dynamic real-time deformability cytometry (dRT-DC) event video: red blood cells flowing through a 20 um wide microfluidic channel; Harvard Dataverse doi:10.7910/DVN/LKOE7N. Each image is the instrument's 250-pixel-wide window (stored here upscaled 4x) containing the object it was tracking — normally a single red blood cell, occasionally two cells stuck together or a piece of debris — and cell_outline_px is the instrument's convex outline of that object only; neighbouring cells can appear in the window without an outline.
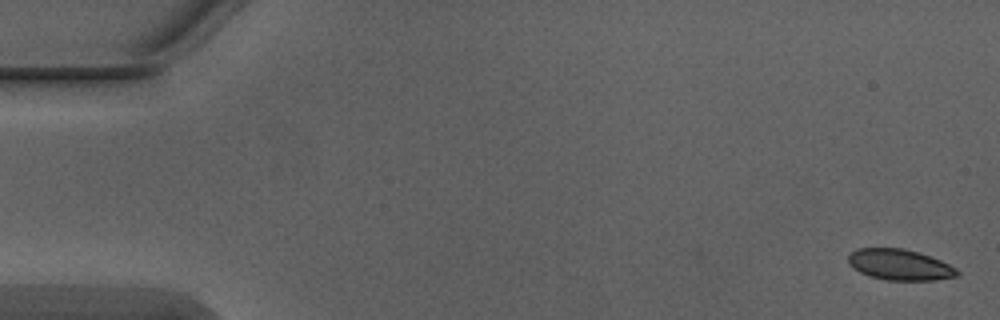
{"species": "Egyptian fruit bat (a non-hibernating species)", "species_latin": "Rousettus aegyptiacus", "temperature_condition": "warm", "stored_images_in_passage": 2, "camera_frame_rate_fps": 3000, "um_per_image_px": 0.085, "animal": {"sex": "male"}, "frame": {"image": 1, "passage_image": 2, "time_ms": 0.333, "image_size_px": [1000, 320], "cell_outline_px": [[960, 276], [932, 280], [888, 280], [868, 276], [852, 268], [848, 264], [848, 256], [856, 248], [904, 248], [940, 260], [956, 268], [960, 272]], "centroid_in_image_um": [76.46, 22.5], "position_along_channel_um": 8.5, "area_um2": 19.59}}